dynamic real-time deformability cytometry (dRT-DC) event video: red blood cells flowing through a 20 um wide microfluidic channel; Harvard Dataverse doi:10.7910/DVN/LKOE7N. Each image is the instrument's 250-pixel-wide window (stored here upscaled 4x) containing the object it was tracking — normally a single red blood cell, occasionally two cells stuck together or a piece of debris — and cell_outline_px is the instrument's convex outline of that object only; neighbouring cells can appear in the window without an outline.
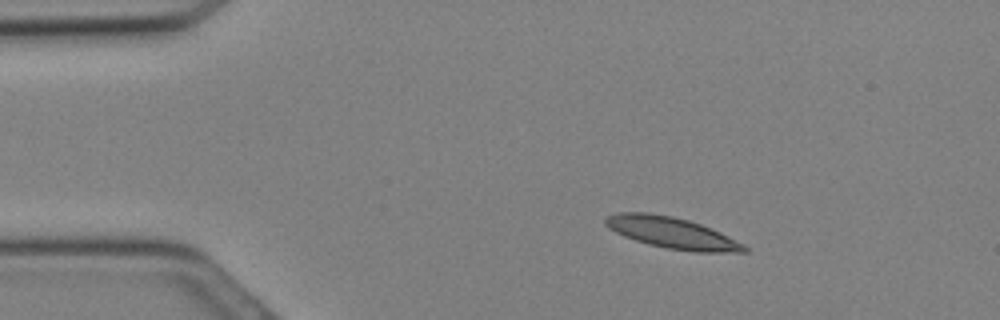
{"species": "Egyptian fruit bat (a non-hibernating species)", "species_latin": "Rousettus aegyptiacus", "temperature_condition": "cold", "stored_images_in_passage": 8, "camera_frame_rate_fps": 3000, "um_per_image_px": 0.085, "animal": {"sex": "female"}, "frame": {"image": 1, "passage_image": 4, "time_ms": 1.0, "image_size_px": [1000, 320], "cell_outline_px": [[748, 252], [692, 252], [668, 248], [648, 244], [624, 236], [608, 228], [604, 224], [604, 216], [616, 212], [648, 212], [672, 216], [688, 220], [700, 224], [720, 232], [744, 244], [748, 248]], "centroid_in_image_um": [57.08, 19.78], "position_along_channel_um": 27.9, "area_um2": 25.37}}
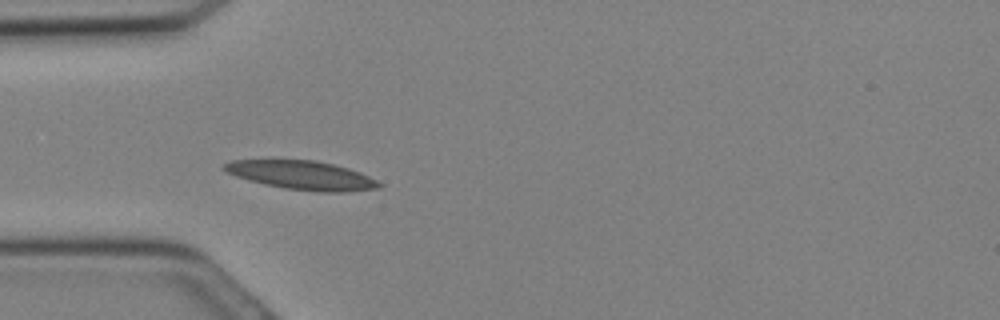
{"frame": {"image": 2, "passage_image": 8, "time_ms": 2.333, "image_size_px": [1000, 320], "cell_outline_px": [[384, 184], [380, 188], [344, 192], [320, 192], [284, 188], [264, 184], [248, 180], [236, 176], [220, 168], [224, 164], [232, 160], [316, 160], [348, 168], [360, 172]], "centroid_in_image_um": [25.67, 14.9], "position_along_channel_um": 59.3, "area_um2": 25.95}}